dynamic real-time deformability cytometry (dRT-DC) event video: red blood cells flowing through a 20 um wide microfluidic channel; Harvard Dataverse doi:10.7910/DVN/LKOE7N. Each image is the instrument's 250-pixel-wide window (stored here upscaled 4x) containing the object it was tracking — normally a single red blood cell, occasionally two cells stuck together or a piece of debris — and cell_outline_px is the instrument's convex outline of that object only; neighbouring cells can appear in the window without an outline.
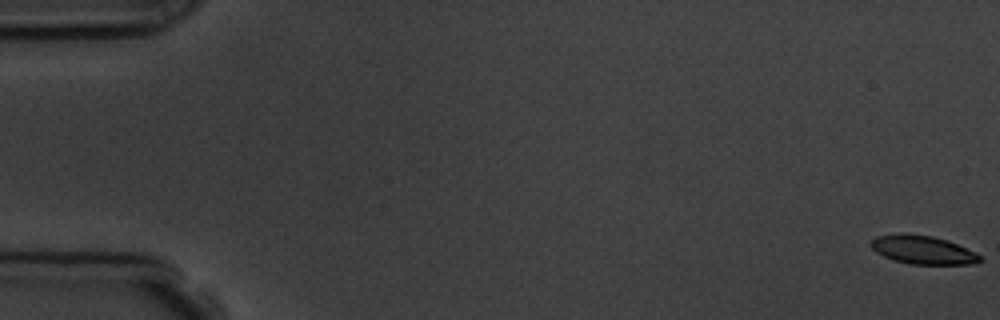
{"species": "common noctule bat (a hibernating species)", "species_latin": "Nyctalus noctula", "temperature_condition": "room temperature", "stored_images_in_passage": 11, "camera_frame_rate_fps": 3000, "um_per_image_px": 0.085, "animal": {"sex": "male", "body_mass_g": 19.5, "forearm_length_mm": 54.6}, "frame": {"image": 1, "passage_image": 1, "time_ms": 0.0, "image_size_px": [1000, 320], "cell_outline_px": [[984, 260], [972, 264], [912, 264], [896, 260], [884, 256], [876, 252], [872, 248], [872, 240], [876, 236], [932, 236], [956, 244], [980, 256]], "centroid_in_image_um": [78.48, 21.29], "position_along_channel_um": 6.5, "area_um2": 16.94}}
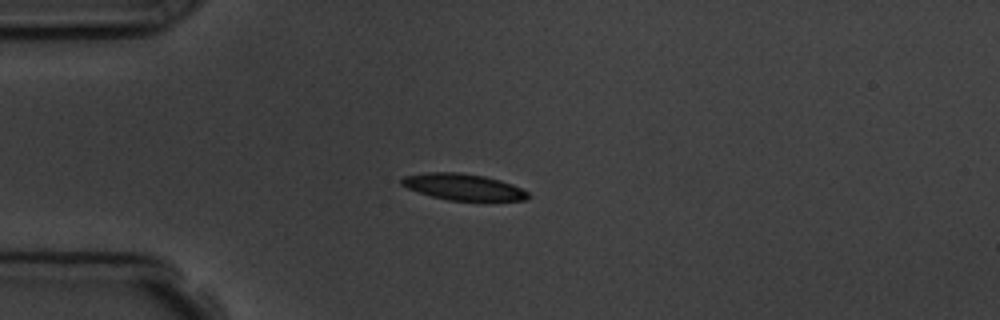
{"frame": {"image": 2, "passage_image": 5, "time_ms": 4.667, "image_size_px": [1000, 320], "cell_outline_px": [[532, 196], [524, 200], [448, 200], [432, 196], [408, 188], [400, 184], [400, 180], [404, 176], [428, 172], [460, 172], [484, 176], [500, 180], [512, 184], [528, 192]], "centroid_in_image_um": [39.38, 15.88], "position_along_channel_um": 45.6, "area_um2": 19.25}}